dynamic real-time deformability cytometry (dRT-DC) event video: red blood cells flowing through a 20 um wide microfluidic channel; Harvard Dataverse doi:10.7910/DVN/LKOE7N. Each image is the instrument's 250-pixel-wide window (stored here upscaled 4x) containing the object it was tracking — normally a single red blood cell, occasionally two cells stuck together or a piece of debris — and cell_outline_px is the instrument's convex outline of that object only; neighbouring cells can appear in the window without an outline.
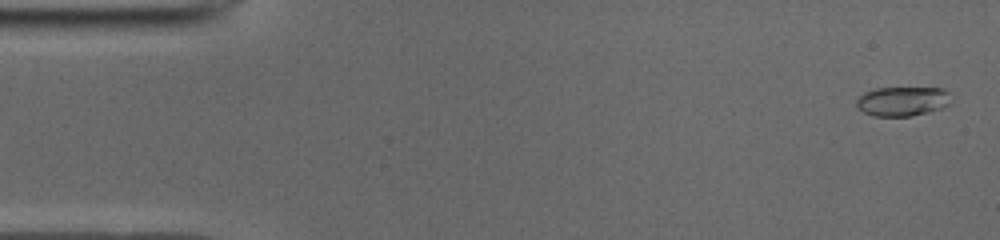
{"species": "common noctule bat (a hibernating species)", "species_latin": "Nyctalus noctula", "temperature_condition": "cold", "stored_images_in_passage": 51, "camera_frame_rate_fps": 3000, "um_per_image_px": 0.085, "animal": {"sex": "male", "body_mass_g": 19.0, "forearm_length_mm": 50.8}, "frame": {"image": 1, "passage_image": 2, "time_ms": 0.333, "image_size_px": [1000, 240], "cell_outline_px": [[952, 104], [944, 108], [912, 116], [876, 116], [864, 112], [856, 108], [856, 100], [864, 92], [876, 88], [940, 88], [948, 92]], "centroid_in_image_um": [76.72, 8.61], "position_along_channel_um": 8.3, "area_um2": 16.36}}
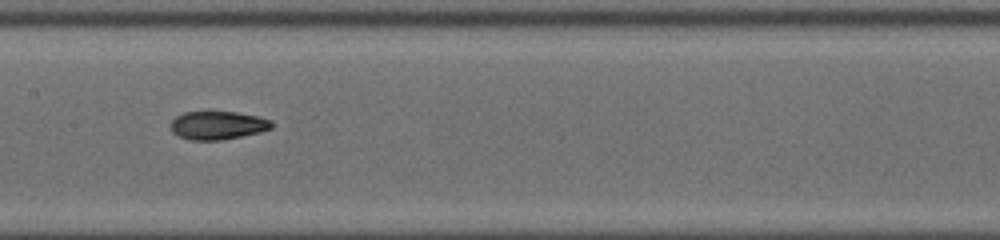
{"frame": {"image": 2, "passage_image": 25, "time_ms": 8.0, "image_size_px": [1000, 240], "cell_outline_px": [[272, 128], [260, 132], [220, 140], [188, 140], [172, 132], [172, 120], [176, 116], [184, 112], [236, 112], [256, 116], [272, 120]], "centroid_in_image_um": [18.51, 10.65], "position_along_channel_um": 188.9, "area_um2": 16.47}}
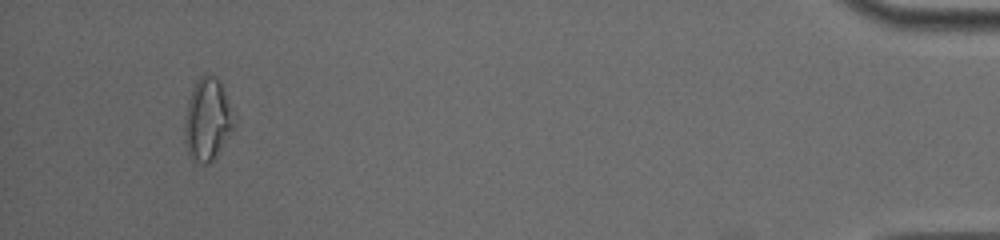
{"frame": {"image": 3, "passage_image": 48, "time_ms": 15.667, "image_size_px": [1000, 240], "cell_outline_px": [[236, 124], [232, 132], [216, 156], [208, 164], [204, 164], [188, 156], [184, 128], [184, 116], [188, 100], [192, 88], [196, 80], [200, 76], [208, 72], [216, 76], [220, 80], [232, 108], [236, 120]], "centroid_in_image_um": [17.65, 10.11], "position_along_channel_um": 417.5, "area_um2": 24.16}, "authors_computed_cell_mechanics": {"area_um2": 16.6464, "velocity_mm_per_s": 3.9682, "shape_relaxation_time_tau1_ms": 5.4951, "shape_relaxation_time_tau2_ms": 2.5402, "deformation_change_tau1": 0.1668, "deformation_change_tau2": 0.0853}}